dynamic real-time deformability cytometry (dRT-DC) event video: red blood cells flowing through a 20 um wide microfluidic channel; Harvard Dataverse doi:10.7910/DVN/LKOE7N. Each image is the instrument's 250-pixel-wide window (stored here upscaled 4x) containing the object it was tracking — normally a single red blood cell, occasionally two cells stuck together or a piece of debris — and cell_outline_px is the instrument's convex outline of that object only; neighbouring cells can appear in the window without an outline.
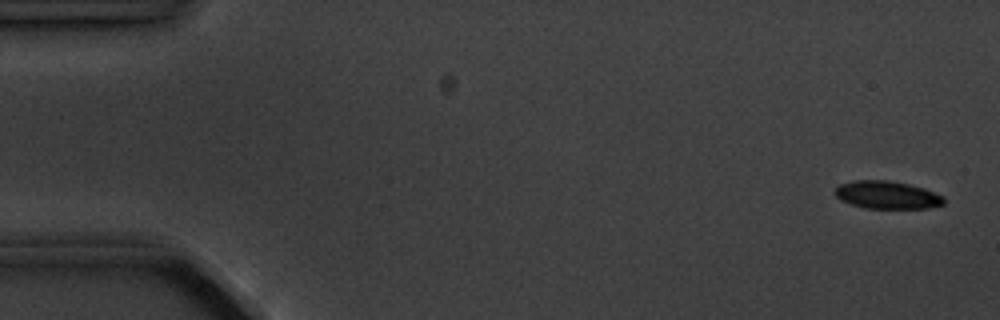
{"species": "common noctule bat (a hibernating species)", "species_latin": "Nyctalus noctula", "temperature_condition": "cold", "stored_images_in_passage": 5, "camera_frame_rate_fps": 3000, "um_per_image_px": 0.085, "animal": {"sex": "male", "body_mass_g": 20.1, "forearm_length_mm": 53.5}, "frame": {"image": 1, "passage_image": 1, "time_ms": 0.0, "image_size_px": [1000, 320], "cell_outline_px": [[944, 204], [928, 208], [864, 208], [840, 200], [832, 192], [840, 184], [856, 180], [888, 180], [908, 184], [924, 188], [944, 196]], "centroid_in_image_um": [75.39, 16.57], "position_along_channel_um": 9.6, "area_um2": 17.63}}